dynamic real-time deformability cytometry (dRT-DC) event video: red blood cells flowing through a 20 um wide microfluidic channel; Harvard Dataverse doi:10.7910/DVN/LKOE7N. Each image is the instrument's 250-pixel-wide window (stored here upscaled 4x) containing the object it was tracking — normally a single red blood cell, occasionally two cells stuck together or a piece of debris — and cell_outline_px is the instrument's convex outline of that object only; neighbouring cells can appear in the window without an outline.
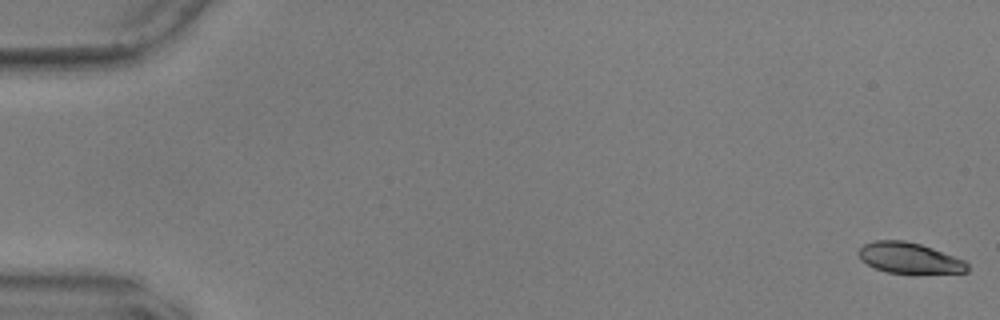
{"species": "common noctule bat (a hibernating species)", "species_latin": "Nyctalus noctula", "temperature_condition": "warm", "stored_images_in_passage": 60, "camera_frame_rate_fps": 3000, "um_per_image_px": 0.085, "animal": {"sex": "male", "body_mass_g": 17.9, "forearm_length_mm": 54.2}, "frame": {"image": 1, "passage_image": 1, "time_ms": 0.0, "image_size_px": [1000, 320], "cell_outline_px": [[968, 272], [916, 276], [912, 276], [888, 272], [876, 268], [860, 260], [856, 252], [864, 244], [876, 240], [904, 240], [920, 244], [932, 248], [964, 260], [968, 264]], "centroid_in_image_um": [77.32, 21.98], "position_along_channel_um": 7.7, "area_um2": 20.29}}